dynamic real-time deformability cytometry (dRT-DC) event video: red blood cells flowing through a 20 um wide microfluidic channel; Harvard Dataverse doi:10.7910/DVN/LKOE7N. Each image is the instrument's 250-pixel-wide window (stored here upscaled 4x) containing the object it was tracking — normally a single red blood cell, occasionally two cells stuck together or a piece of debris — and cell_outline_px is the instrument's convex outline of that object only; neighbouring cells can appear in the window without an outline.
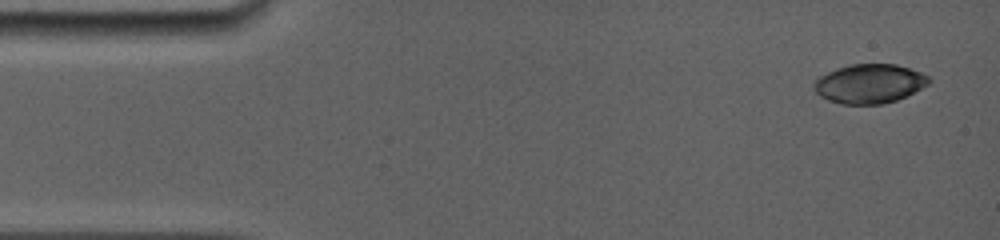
{"species": "common noctule bat (a hibernating species)", "species_latin": "Nyctalus noctula", "temperature_condition": "room temperature", "stored_images_in_passage": 9, "camera_frame_rate_fps": 5000, "um_per_image_px": 0.085, "animal": {"sex": "female", "body_mass_g": 19.0, "forearm_length_mm": 56.7}, "frame": {"image": 1, "passage_image": 1, "time_ms": 0.0, "image_size_px": [1000, 240], "cell_outline_px": [[932, 80], [928, 84], [896, 100], [884, 104], [840, 104], [828, 100], [820, 96], [812, 88], [816, 80], [820, 76], [836, 68], [848, 64], [896, 64], [920, 72], [928, 76]], "centroid_in_image_um": [73.87, 7.11], "position_along_channel_um": 11.1, "area_um2": 26.13}}
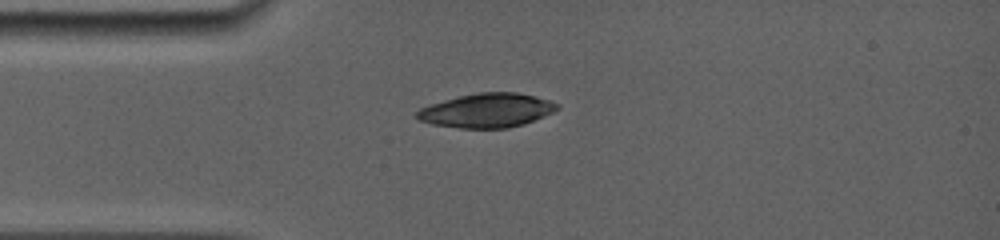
{"frame": {"image": 2, "passage_image": 7, "time_ms": 3.2, "image_size_px": [1000, 240], "cell_outline_px": [[560, 108], [552, 112], [524, 124], [508, 128], [460, 128], [432, 124], [420, 120], [416, 116], [416, 112], [420, 108], [444, 100], [460, 96], [480, 92], [516, 92], [536, 96], [560, 104]], "centroid_in_image_um": [41.41, 9.39], "position_along_channel_um": 43.6, "area_um2": 27.69}}